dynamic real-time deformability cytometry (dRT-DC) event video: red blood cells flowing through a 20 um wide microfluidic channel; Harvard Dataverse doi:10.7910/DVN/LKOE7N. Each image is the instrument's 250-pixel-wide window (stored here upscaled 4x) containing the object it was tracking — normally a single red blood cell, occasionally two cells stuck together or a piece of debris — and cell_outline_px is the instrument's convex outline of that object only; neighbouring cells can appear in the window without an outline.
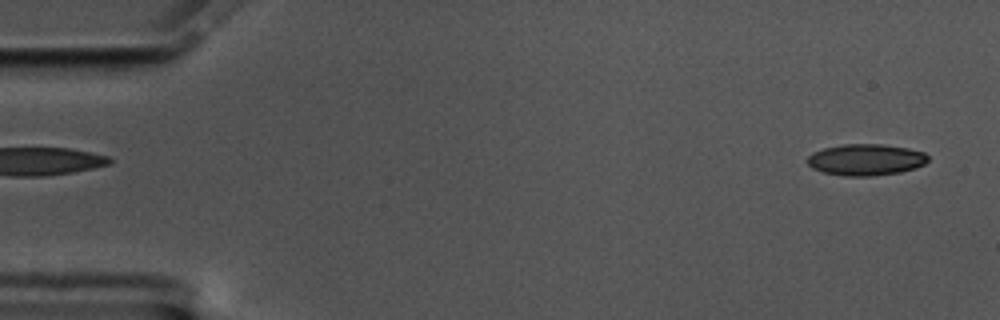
{"species": "common noctule bat (a hibernating species)", "species_latin": "Nyctalus noctula", "temperature_condition": "cold", "stored_images_in_passage": 56, "camera_frame_rate_fps": 3000, "um_per_image_px": 0.085, "animal": {"sex": "male", "body_mass_g": 17.5, "forearm_length_mm": 52.3}, "frame": {"image": 1, "passage_image": 2, "time_ms": 0.333, "image_size_px": [1000, 320], "cell_outline_px": [[928, 160], [924, 164], [916, 168], [900, 172], [872, 176], [844, 176], [824, 172], [812, 168], [804, 160], [812, 152], [824, 148], [844, 144], [880, 144], [908, 148], [924, 152], [928, 156]], "centroid_in_image_um": [73.57, 13.57], "position_along_channel_um": 11.4, "area_um2": 22.2}}
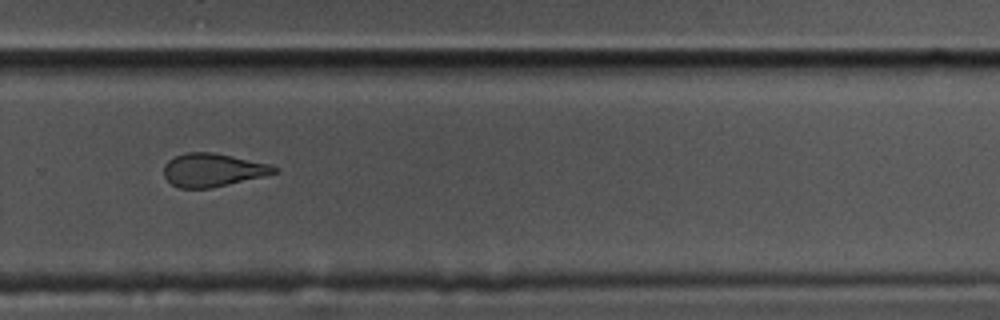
{"frame": {"image": 2, "passage_image": 38, "time_ms": 12.333, "image_size_px": [1000, 320], "cell_outline_px": [[280, 172], [264, 176], [212, 188], [180, 188], [172, 184], [164, 176], [164, 164], [168, 160], [184, 152], [212, 152], [232, 156], [268, 164], [280, 168]], "centroid_in_image_um": [18.09, 14.45], "position_along_channel_um": 311.7, "area_um2": 21.39}}
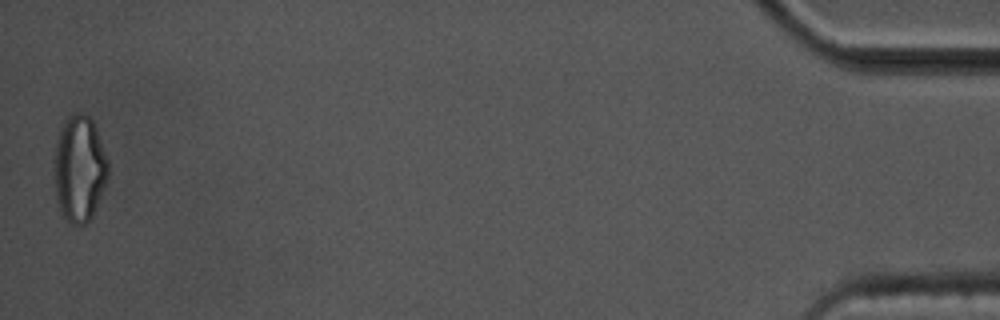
{"frame": {"image": 3, "passage_image": 56, "time_ms": 18.333, "image_size_px": [1000, 320], "cell_outline_px": [[108, 176], [92, 216], [84, 224], [72, 224], [64, 216], [60, 208], [56, 196], [52, 176], [52, 160], [60, 128], [68, 116], [72, 112], [84, 112], [92, 120], [96, 128], [108, 160]], "centroid_in_image_um": [6.71, 14.28], "position_along_channel_um": 428.5, "area_um2": 33.7}, "authors_computed_cell_mechanics": {"area_um2": 22.5131, "velocity_mm_per_s": 3.5009, "shape_relaxation_time_tau1_ms": null, "shape_relaxation_time_tau2_ms": 3.0535, "deformation_change_tau1": null, "deformation_change_tau2": 0.1023}}